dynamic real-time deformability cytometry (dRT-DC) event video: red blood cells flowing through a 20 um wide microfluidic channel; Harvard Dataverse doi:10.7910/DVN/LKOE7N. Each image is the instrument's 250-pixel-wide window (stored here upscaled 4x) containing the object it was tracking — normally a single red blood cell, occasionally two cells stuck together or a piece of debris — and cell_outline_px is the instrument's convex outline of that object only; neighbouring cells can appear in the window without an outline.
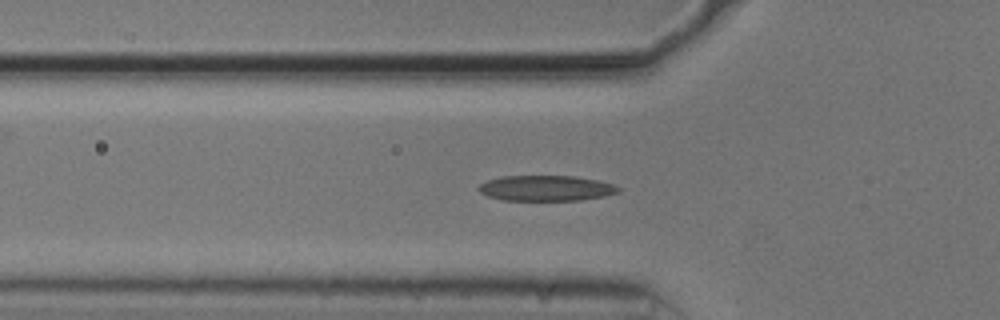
{"species": "common noctule bat (a hibernating species)", "species_latin": "Nyctalus noctula", "temperature_condition": "cold", "stored_images_in_passage": 48, "camera_frame_rate_fps": 3000, "um_per_image_px": 0.085, "animal": {"sex": "male", "body_mass_g": 20.5, "forearm_length_mm": 52.5}, "frame": {"image": 1, "passage_image": 17, "time_ms": 5.333, "image_size_px": [1000, 320], "cell_outline_px": [[620, 192], [604, 196], [580, 200], [504, 200], [488, 196], [480, 192], [476, 188], [480, 184], [488, 180], [500, 176], [576, 176], [596, 180], [612, 184], [620, 188]], "centroid_in_image_um": [46.4, 15.99], "position_along_channel_um": 79.4, "area_um2": 20.69}}
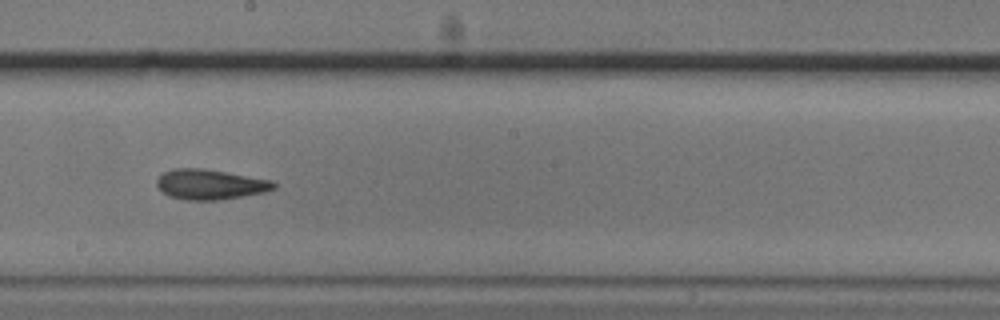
{"frame": {"image": 2, "passage_image": 29, "time_ms": 9.333, "image_size_px": [1000, 320], "cell_outline_px": [[276, 188], [264, 192], [216, 200], [184, 200], [168, 196], [156, 184], [156, 180], [164, 172], [172, 168], [204, 168], [272, 180], [276, 184]], "centroid_in_image_um": [17.85, 15.66], "position_along_channel_um": 230.4, "area_um2": 20.46}}
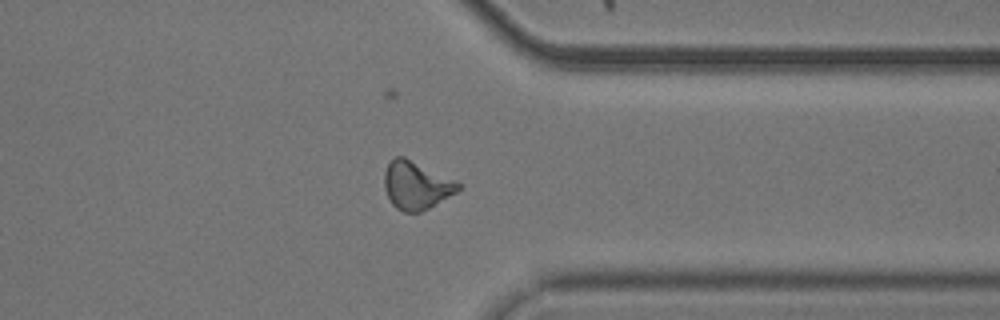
{"frame": {"image": 3, "passage_image": 41, "time_ms": 13.333, "image_size_px": [1000, 320], "cell_outline_px": [[464, 184], [456, 192], [428, 208], [420, 212], [404, 212], [396, 208], [392, 204], [384, 188], [384, 172], [388, 164], [396, 156], [404, 156], [456, 180]], "centroid_in_image_um": [35.39, 15.74], "position_along_channel_um": 376.0, "area_um2": 20.63}}